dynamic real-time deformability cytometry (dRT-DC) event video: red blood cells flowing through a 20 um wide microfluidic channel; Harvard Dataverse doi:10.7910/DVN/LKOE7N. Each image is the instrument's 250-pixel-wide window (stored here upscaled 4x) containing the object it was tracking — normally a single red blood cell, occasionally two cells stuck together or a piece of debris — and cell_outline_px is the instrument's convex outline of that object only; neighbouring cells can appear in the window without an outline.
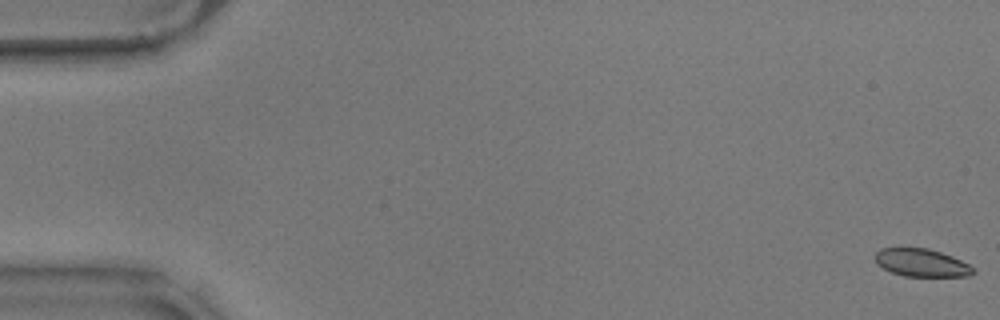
{"species": "common noctule bat (a hibernating species)", "species_latin": "Nyctalus noctula", "temperature_condition": "warm", "stored_images_in_passage": 9, "camera_frame_rate_fps": 3000, "um_per_image_px": 0.085, "animal": {"sex": "male", "body_mass_g": 17.9}, "frame": {"image": 1, "passage_image": 1, "time_ms": 0.0, "image_size_px": [1000, 320], "cell_outline_px": [[976, 272], [972, 276], [904, 276], [892, 272], [876, 264], [876, 252], [880, 248], [928, 248], [952, 256], [968, 264]], "centroid_in_image_um": [78.34, 22.33], "position_along_channel_um": 6.7, "area_um2": 15.78}}